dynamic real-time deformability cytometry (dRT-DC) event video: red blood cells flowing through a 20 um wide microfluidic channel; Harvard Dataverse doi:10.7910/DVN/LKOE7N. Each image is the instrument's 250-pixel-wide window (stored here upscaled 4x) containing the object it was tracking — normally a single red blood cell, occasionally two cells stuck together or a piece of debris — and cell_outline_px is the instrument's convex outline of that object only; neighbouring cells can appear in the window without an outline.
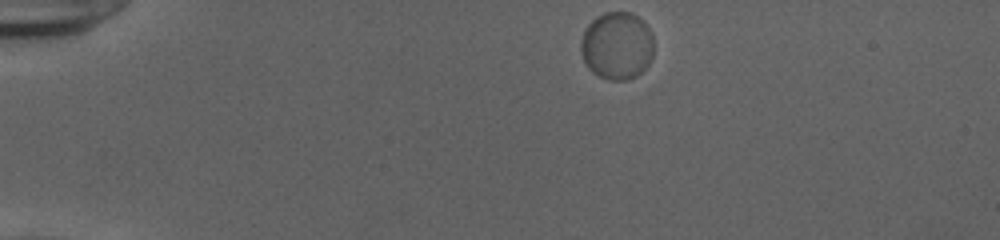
{"species": "human", "species_latin": "Homo sapiens", "temperature_condition": "cold", "stored_images_in_passage": 44, "camera_frame_rate_fps": 3000, "um_per_image_px": 0.085, "donor": {"sex": "female"}, "frame": {"image": 1, "passage_image": 1, "time_ms": 0.0, "image_size_px": [1000, 240], "cell_outline_px": [[652, 56], [648, 64], [636, 76], [624, 80], [608, 80], [592, 72], [588, 68], [580, 52], [580, 40], [584, 28], [596, 16], [604, 12], [632, 12], [644, 20], [652, 32]], "centroid_in_image_um": [52.42, 3.85], "position_along_channel_um": 32.6, "area_um2": 29.07}}
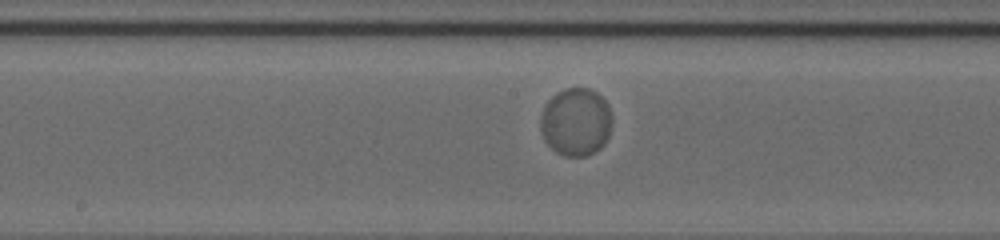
{"frame": {"image": 2, "passage_image": 20, "time_ms": 6.333, "image_size_px": [1000, 240], "cell_outline_px": [[612, 124], [608, 136], [604, 144], [600, 148], [588, 156], [564, 156], [556, 152], [544, 140], [540, 128], [540, 116], [544, 104], [556, 92], [564, 88], [588, 88], [596, 92], [608, 104], [612, 116]], "centroid_in_image_um": [48.94, 10.36], "position_along_channel_um": 199.3, "area_um2": 28.67}}
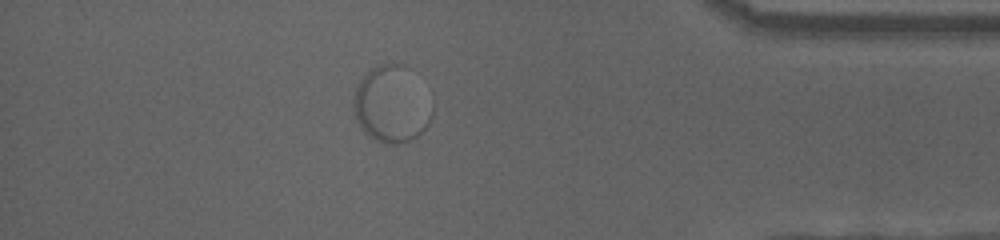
{"frame": {"image": 3, "passage_image": 38, "time_ms": 12.333, "image_size_px": [1000, 240], "cell_outline_px": [[432, 116], [428, 124], [416, 136], [408, 140], [396, 144], [380, 140], [364, 132], [356, 120], [352, 108], [352, 96], [360, 80], [376, 64], [400, 64], [412, 68], [432, 104]], "centroid_in_image_um": [33.28, 8.81], "position_along_channel_um": 401.9, "area_um2": 35.08}}